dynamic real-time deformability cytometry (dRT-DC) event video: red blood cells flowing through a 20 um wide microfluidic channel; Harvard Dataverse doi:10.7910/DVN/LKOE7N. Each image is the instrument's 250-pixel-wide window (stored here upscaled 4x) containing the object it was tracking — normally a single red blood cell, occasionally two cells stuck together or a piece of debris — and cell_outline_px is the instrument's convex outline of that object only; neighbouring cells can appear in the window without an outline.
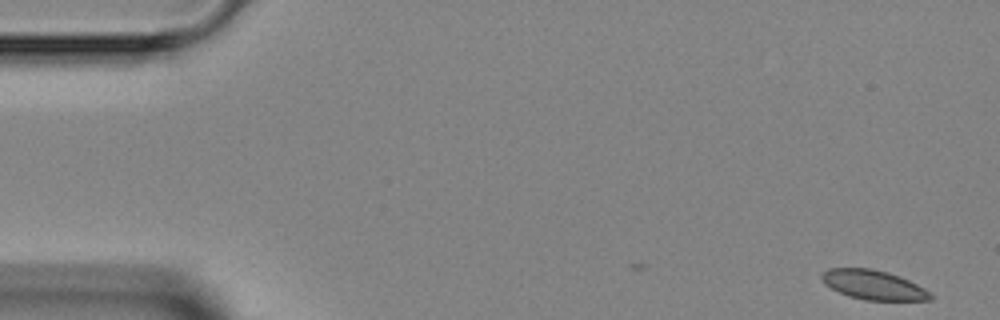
{"species": "Egyptian fruit bat (a non-hibernating species)", "species_latin": "Rousettus aegyptiacus", "temperature_condition": "room temperature", "stored_images_in_passage": 36, "camera_frame_rate_fps": 3000, "um_per_image_px": 0.085, "animal": {"sex": "female"}, "frame": {"image": 1, "passage_image": 1, "time_ms": 0.0, "image_size_px": [1000, 320], "cell_outline_px": [[932, 300], [864, 300], [848, 296], [824, 284], [820, 276], [828, 268], [872, 268], [888, 272], [900, 276], [924, 288], [932, 296]], "centroid_in_image_um": [74.22, 24.21], "position_along_channel_um": 10.8, "area_um2": 18.55}}
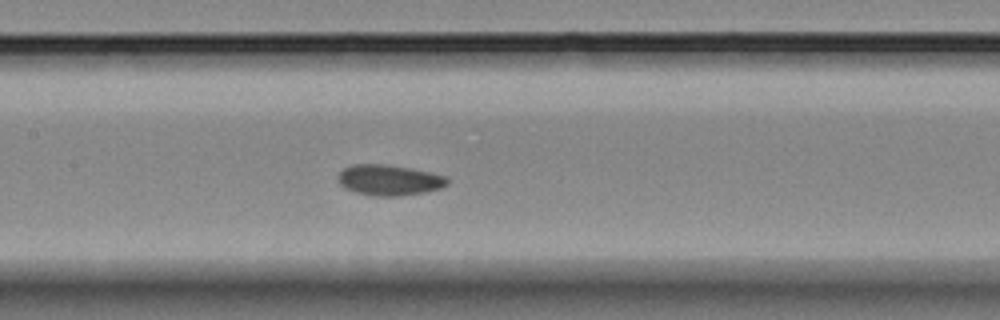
{"frame": {"image": 2, "passage_image": 21, "time_ms": 6.667, "image_size_px": [1000, 320], "cell_outline_px": [[448, 184], [440, 188], [424, 192], [400, 196], [376, 196], [356, 192], [344, 188], [340, 184], [340, 172], [344, 168], [352, 164], [384, 164], [408, 168], [448, 176]], "centroid_in_image_um": [33.09, 15.31], "position_along_channel_um": 174.3, "area_um2": 19.31}}
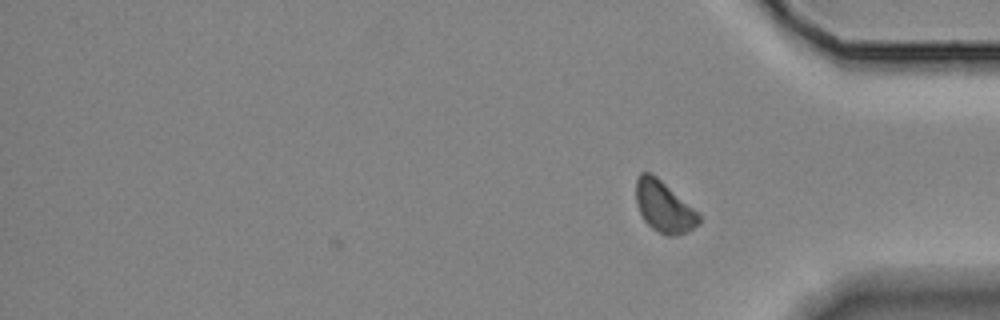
{"frame": {"image": 3, "passage_image": 36, "time_ms": 11.667, "image_size_px": [1000, 320], "cell_outline_px": [[700, 224], [684, 232], [672, 236], [668, 236], [652, 228], [644, 220], [636, 204], [636, 176], [640, 172], [652, 172], [700, 212]], "centroid_in_image_um": [56.44, 17.53], "position_along_channel_um": 378.8, "area_um2": 18.96}}